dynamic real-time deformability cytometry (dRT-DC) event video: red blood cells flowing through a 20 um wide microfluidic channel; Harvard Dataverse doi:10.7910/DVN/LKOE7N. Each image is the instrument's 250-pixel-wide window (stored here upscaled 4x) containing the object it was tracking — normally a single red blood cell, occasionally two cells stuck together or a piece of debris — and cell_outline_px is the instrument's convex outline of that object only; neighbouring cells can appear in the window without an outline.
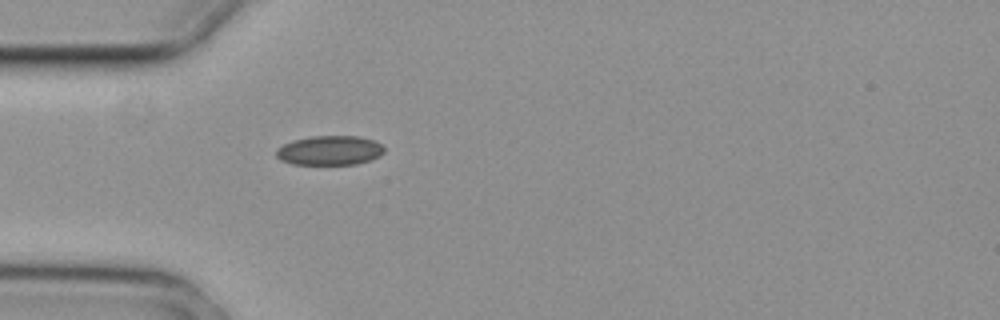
{"species": "common noctule bat (a hibernating species)", "species_latin": "Nyctalus noctula", "temperature_condition": "cold", "stored_images_in_passage": 1, "camera_frame_rate_fps": 3000, "um_per_image_px": 0.085, "animal": {"sex": "female", "body_mass_g": 29.2, "forearm_length_mm": 56.3}, "frame": {"image": 1, "passage_image": 1, "time_ms": 0.0, "image_size_px": [1000, 320], "cell_outline_px": [[384, 152], [380, 156], [372, 160], [356, 164], [292, 164], [280, 160], [276, 156], [276, 148], [292, 140], [312, 136], [360, 136], [376, 140], [384, 148]], "centroid_in_image_um": [28.04, 12.78], "position_along_channel_um": 57.0, "area_um2": 18.73}}